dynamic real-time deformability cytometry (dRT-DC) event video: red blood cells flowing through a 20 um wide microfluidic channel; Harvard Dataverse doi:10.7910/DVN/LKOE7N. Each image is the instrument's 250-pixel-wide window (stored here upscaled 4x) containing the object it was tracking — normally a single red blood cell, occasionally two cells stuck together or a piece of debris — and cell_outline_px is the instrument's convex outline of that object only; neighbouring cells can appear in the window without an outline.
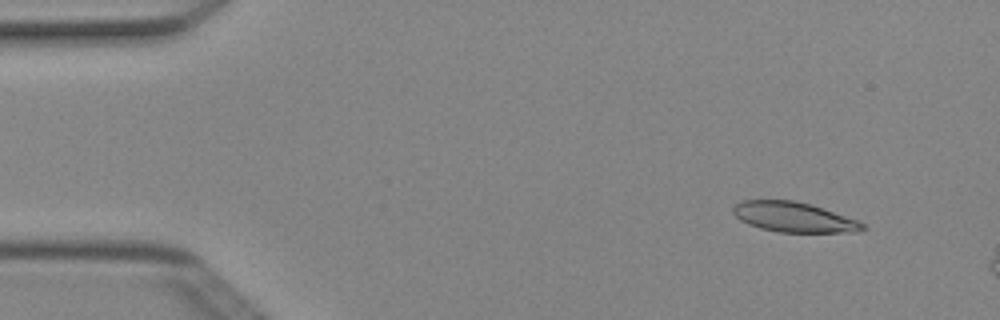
{"species": "Egyptian fruit bat (a non-hibernating species)", "species_latin": "Rousettus aegyptiacus", "temperature_condition": "cold", "stored_images_in_passage": 3, "camera_frame_rate_fps": 3000, "um_per_image_px": 0.085, "animal": {"sex": "female"}, "frame": {"image": 1, "passage_image": 1, "time_ms": 0.0, "image_size_px": [1000, 320], "cell_outline_px": [[868, 228], [860, 232], [780, 232], [760, 228], [748, 224], [740, 220], [732, 212], [732, 208], [740, 200], [796, 200], [812, 204], [856, 220], [864, 224]], "centroid_in_image_um": [67.47, 18.45], "position_along_channel_um": 17.5, "area_um2": 22.72}}